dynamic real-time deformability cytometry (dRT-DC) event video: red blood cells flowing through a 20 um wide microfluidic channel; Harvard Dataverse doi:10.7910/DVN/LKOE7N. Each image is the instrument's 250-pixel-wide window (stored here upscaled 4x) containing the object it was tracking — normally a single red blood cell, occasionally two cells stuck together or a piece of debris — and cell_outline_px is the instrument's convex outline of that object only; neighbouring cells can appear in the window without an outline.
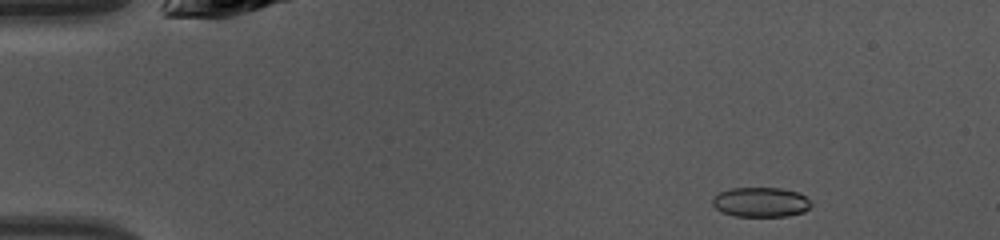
{"species": "common noctule bat (a hibernating species)", "species_latin": "Nyctalus noctula", "temperature_condition": "warm", "stored_images_in_passage": 47, "camera_frame_rate_fps": 3000, "um_per_image_px": 0.085, "animal": {"sex": "female", "body_mass_g": 10.0, "forearm_length_mm": 53.1}, "frame": {"image": 1, "passage_image": 6, "time_ms": 1.667, "image_size_px": [1000, 240], "cell_outline_px": [[812, 204], [804, 212], [788, 216], [732, 216], [720, 212], [712, 204], [712, 200], [720, 192], [732, 188], [780, 188], [796, 192], [804, 196]], "centroid_in_image_um": [64.64, 17.19], "position_along_channel_um": 20.4, "area_um2": 16.99}}
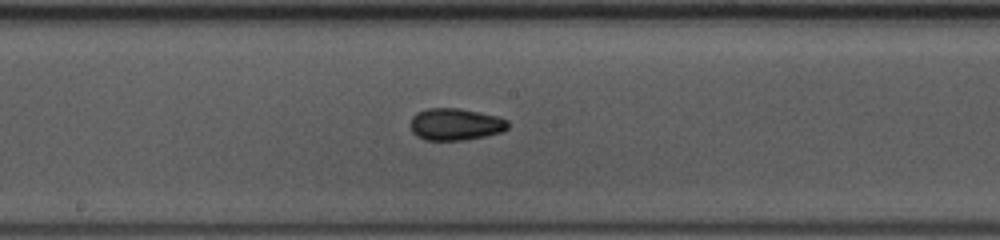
{"frame": {"image": 2, "passage_image": 25, "time_ms": 8.0, "image_size_px": [1000, 240], "cell_outline_px": [[508, 128], [500, 132], [484, 136], [464, 140], [424, 140], [416, 136], [412, 132], [412, 116], [416, 112], [428, 108], [460, 108], [496, 116], [508, 120]], "centroid_in_image_um": [38.69, 10.56], "position_along_channel_um": 209.5, "area_um2": 18.09}}
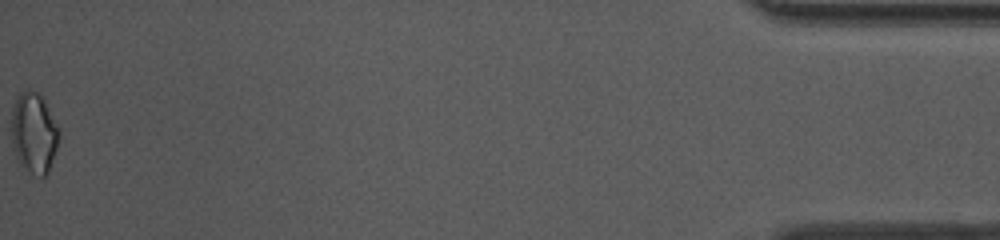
{"frame": {"image": 3, "passage_image": 47, "time_ms": 15.333, "image_size_px": [1000, 240], "cell_outline_px": [[60, 136], [48, 172], [44, 176], [40, 176], [32, 172], [20, 164], [12, 148], [12, 108], [20, 92], [28, 88], [44, 96], [60, 132]], "centroid_in_image_um": [2.89, 11.24], "position_along_channel_um": 432.3, "area_um2": 22.31}, "authors_computed_cell_mechanics": {"area_um2": 17.7446, "velocity_mm_per_s": 4.3011, "shape_relaxation_time_tau1_ms": 5.8542, "shape_relaxation_time_tau2_ms": 2.0529, "deformation_change_tau1": 0.1116, "deformation_change_tau2": 0.0748}}